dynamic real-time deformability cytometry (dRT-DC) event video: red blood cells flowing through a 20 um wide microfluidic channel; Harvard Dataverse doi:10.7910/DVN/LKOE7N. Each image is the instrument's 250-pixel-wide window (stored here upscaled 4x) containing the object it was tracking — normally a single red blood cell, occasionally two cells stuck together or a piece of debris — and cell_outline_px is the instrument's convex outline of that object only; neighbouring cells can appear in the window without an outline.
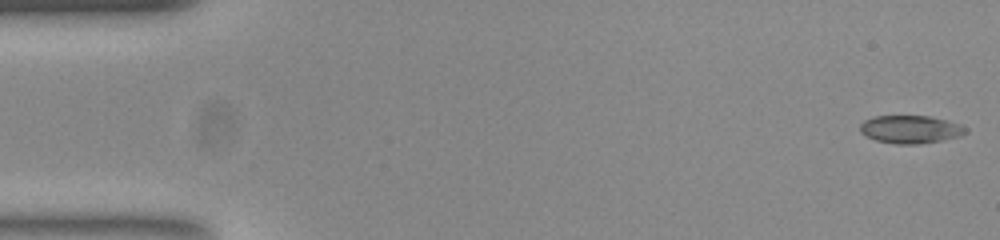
{"species": "common noctule bat (a hibernating species)", "species_latin": "Nyctalus noctula", "temperature_condition": "room temperature", "stored_images_in_passage": 52, "camera_frame_rate_fps": 3000, "um_per_image_px": 0.085, "animal": {"sex": "female", "body_mass_g": 23.0, "forearm_length_mm": 53.4}, "frame": {"image": 1, "passage_image": 1, "time_ms": 0.0, "image_size_px": [1000, 240], "cell_outline_px": [[968, 132], [960, 136], [944, 140], [916, 144], [896, 144], [876, 140], [860, 132], [860, 124], [864, 120], [872, 116], [928, 116], [960, 124], [968, 128]], "centroid_in_image_um": [77.4, 10.99], "position_along_channel_um": 7.6, "area_um2": 17.17}}
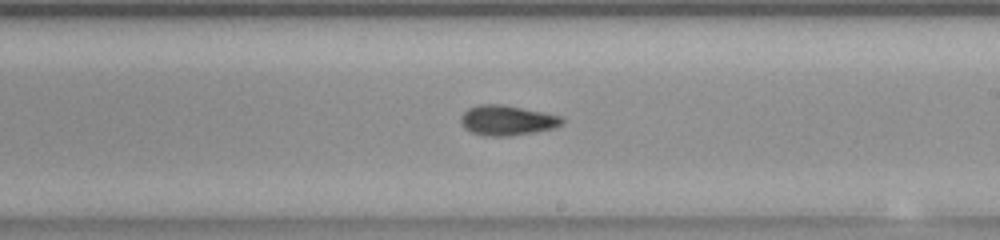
{"frame": {"image": 2, "passage_image": 30, "time_ms": 9.667, "image_size_px": [1000, 240], "cell_outline_px": [[564, 120], [560, 124], [552, 128], [536, 132], [508, 136], [484, 136], [472, 132], [464, 128], [460, 124], [460, 116], [468, 108], [476, 104], [500, 104], [544, 112], [560, 116]], "centroid_in_image_um": [43.04, 10.23], "position_along_channel_um": 246.0, "area_um2": 17.74}}
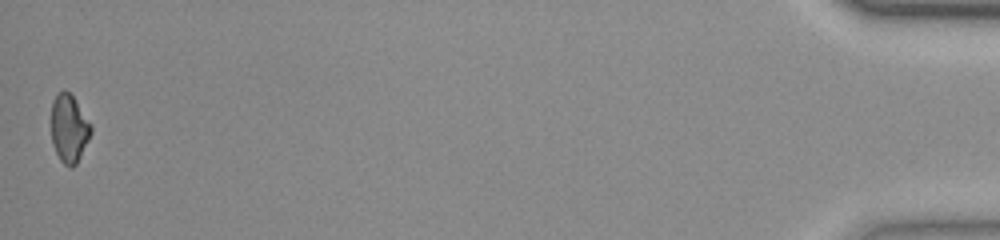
{"frame": {"image": 3, "passage_image": 52, "time_ms": 17.0, "image_size_px": [1000, 240], "cell_outline_px": [[92, 132], [76, 164], [72, 168], [68, 168], [60, 160], [56, 152], [52, 140], [52, 100], [64, 88], [72, 96], [92, 124]], "centroid_in_image_um": [5.88, 10.93], "position_along_channel_um": 429.3, "area_um2": 15.61}, "authors_computed_cell_mechanics": {"area_um2": 17.2822, "velocity_mm_per_s": 3.8672, "shape_relaxation_time_tau1_ms": 6.1898, "shape_relaxation_time_tau2_ms": 4.607, "deformation_change_tau1": 0.1354, "deformation_change_tau2": 0.0917}}